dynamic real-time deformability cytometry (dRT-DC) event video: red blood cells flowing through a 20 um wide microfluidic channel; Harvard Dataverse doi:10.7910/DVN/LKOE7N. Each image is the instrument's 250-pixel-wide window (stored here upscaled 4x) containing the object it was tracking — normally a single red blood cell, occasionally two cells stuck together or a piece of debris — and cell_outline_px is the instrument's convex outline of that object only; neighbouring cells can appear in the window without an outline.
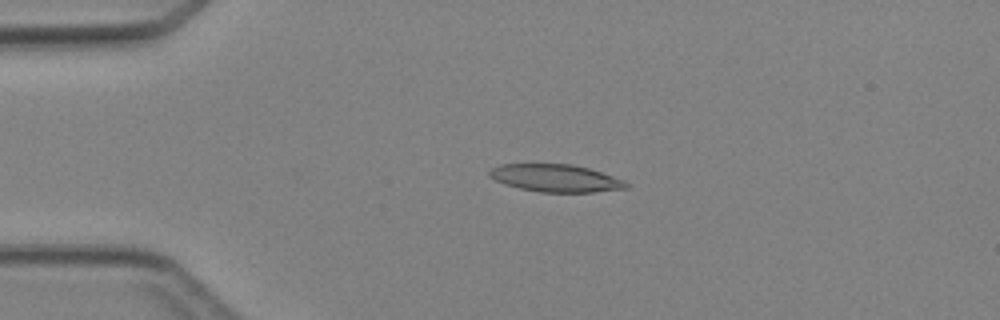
{"species": "Egyptian fruit bat (a non-hibernating species)", "species_latin": "Rousettus aegyptiacus", "temperature_condition": "cold", "stored_images_in_passage": 5, "camera_frame_rate_fps": 3000, "um_per_image_px": 0.085, "animal": {"sex": "female"}, "frame": {"image": 1, "passage_image": 3, "time_ms": 3.0, "image_size_px": [1000, 320], "cell_outline_px": [[628, 188], [592, 192], [540, 192], [520, 188], [504, 184], [488, 176], [488, 172], [492, 168], [500, 164], [572, 164], [588, 168], [624, 180], [628, 184]], "centroid_in_image_um": [47.21, 15.14], "position_along_channel_um": 37.8, "area_um2": 21.79}}
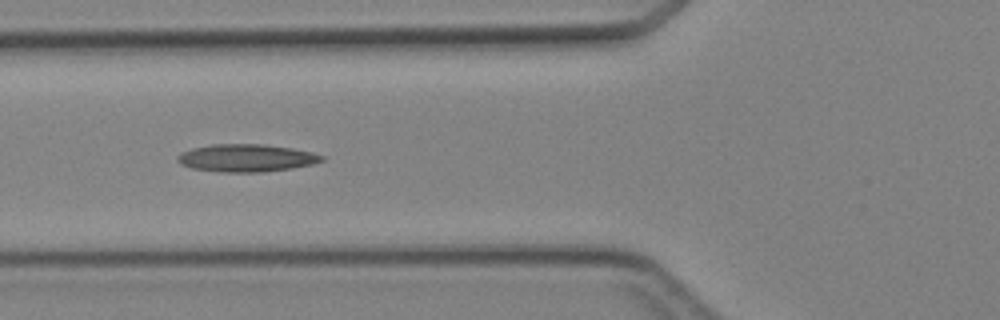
{"frame": {"image": 2, "passage_image": 5, "time_ms": 5.333, "image_size_px": [1000, 320], "cell_outline_px": [[324, 160], [312, 164], [292, 168], [260, 172], [220, 172], [192, 168], [180, 164], [176, 160], [176, 156], [192, 148], [212, 144], [264, 144], [292, 148], [312, 152], [324, 156]], "centroid_in_image_um": [20.93, 13.42], "position_along_channel_um": 104.9, "area_um2": 23.18}}